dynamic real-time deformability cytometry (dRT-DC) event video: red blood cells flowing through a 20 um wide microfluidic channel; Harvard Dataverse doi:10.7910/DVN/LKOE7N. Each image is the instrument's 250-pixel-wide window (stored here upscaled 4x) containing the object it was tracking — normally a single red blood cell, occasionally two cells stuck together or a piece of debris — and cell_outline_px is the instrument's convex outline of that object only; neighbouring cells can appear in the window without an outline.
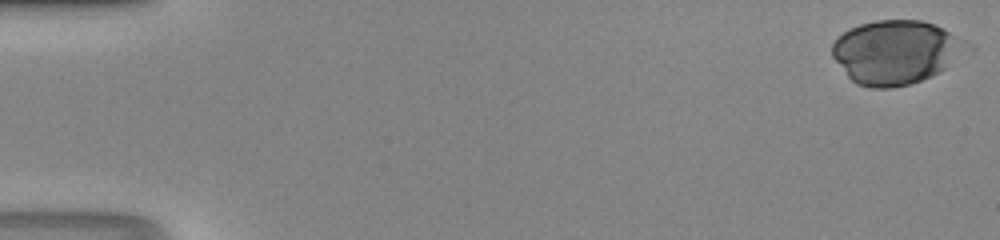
{"species": "human", "species_latin": "Homo sapiens", "temperature_condition": "room temperature", "stored_images_in_passage": 41, "camera_frame_rate_fps": 3000, "um_per_image_px": 0.085, "donor": {"sex": "male"}, "frame": {"image": 1, "passage_image": 1, "time_ms": 0.0, "image_size_px": [1000, 240], "cell_outline_px": [[976, 48], [972, 52], [944, 68], [920, 80], [908, 84], [892, 88], [868, 88], [856, 84], [848, 76], [832, 56], [832, 44], [836, 36], [848, 28], [860, 24], [876, 20], [920, 20], [944, 28], [972, 44]], "centroid_in_image_um": [76.19, 4.41], "position_along_channel_um": 8.8, "area_um2": 50.58}}
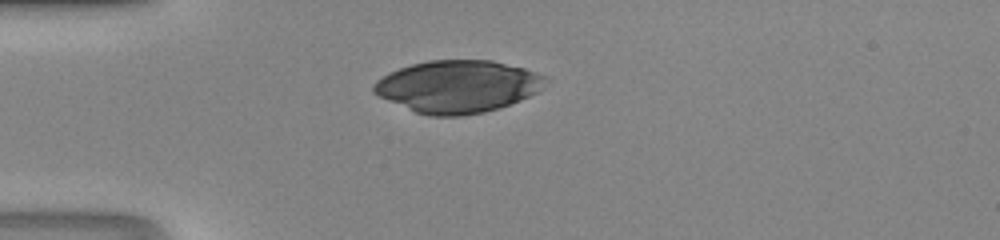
{"frame": {"image": 2, "passage_image": 14, "time_ms": 4.333, "image_size_px": [1000, 240], "cell_outline_px": [[552, 80], [544, 88], [520, 100], [484, 112], [460, 116], [428, 116], [416, 112], [388, 100], [372, 92], [372, 84], [376, 80], [400, 68], [412, 64], [428, 60], [492, 60], [524, 68], [548, 76]], "centroid_in_image_um": [38.95, 7.34], "position_along_channel_um": 46.0, "area_um2": 52.37}}